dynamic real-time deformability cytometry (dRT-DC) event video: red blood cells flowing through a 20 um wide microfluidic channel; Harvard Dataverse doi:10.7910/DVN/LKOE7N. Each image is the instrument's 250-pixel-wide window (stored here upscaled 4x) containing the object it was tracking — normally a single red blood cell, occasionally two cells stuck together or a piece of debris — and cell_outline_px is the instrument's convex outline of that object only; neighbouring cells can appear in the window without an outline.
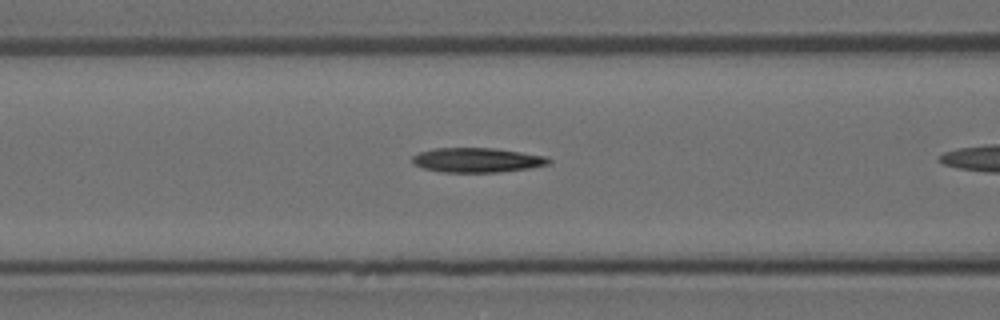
{"species": "Egyptian fruit bat (a non-hibernating species)", "species_latin": "Rousettus aegyptiacus", "temperature_condition": "room temperature", "stored_images_in_passage": 7, "camera_frame_rate_fps": 3000, "um_per_image_px": 0.085, "animal": {"sex": "female"}, "frame": {"image": 1, "passage_image": 5, "time_ms": 1.333, "image_size_px": [1000, 320], "cell_outline_px": [[552, 160], [548, 164], [528, 168], [500, 172], [440, 172], [424, 168], [412, 164], [412, 156], [420, 152], [432, 148], [492, 148], [520, 152], [544, 156]], "centroid_in_image_um": [40.5, 13.61], "position_along_channel_um": 126.1, "area_um2": 19.42}}